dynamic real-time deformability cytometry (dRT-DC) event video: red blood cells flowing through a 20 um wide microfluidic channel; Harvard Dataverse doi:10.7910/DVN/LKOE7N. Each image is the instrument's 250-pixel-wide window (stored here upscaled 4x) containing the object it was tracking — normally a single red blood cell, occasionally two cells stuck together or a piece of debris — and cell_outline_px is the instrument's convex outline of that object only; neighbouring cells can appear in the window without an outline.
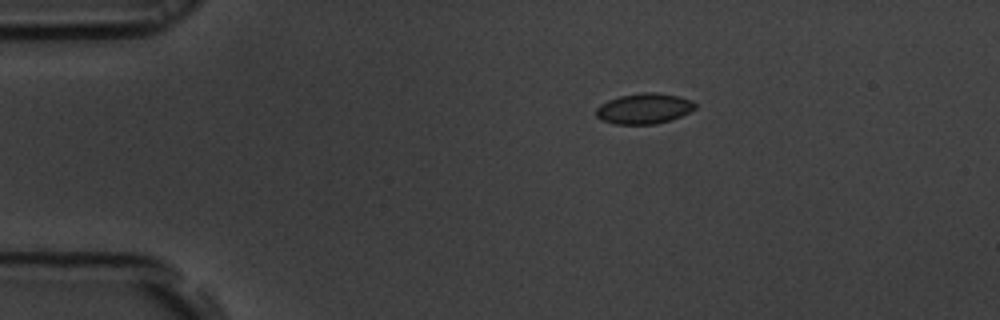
{"species": "common noctule bat (a hibernating species)", "species_latin": "Nyctalus noctula", "temperature_condition": "room temperature", "stored_images_in_passage": 46, "camera_frame_rate_fps": 3000, "um_per_image_px": 0.085, "animal": {"sex": "male", "body_mass_g": 19.5, "forearm_length_mm": 54.6}, "frame": {"image": 1, "passage_image": 1, "time_ms": 0.0, "image_size_px": [1000, 320], "cell_outline_px": [[696, 108], [672, 120], [656, 124], [616, 124], [600, 120], [596, 116], [596, 108], [600, 104], [608, 100], [620, 96], [644, 92], [656, 92], [680, 96], [692, 100], [696, 104]], "centroid_in_image_um": [54.75, 9.23], "position_along_channel_um": 30.3, "area_um2": 17.74}}
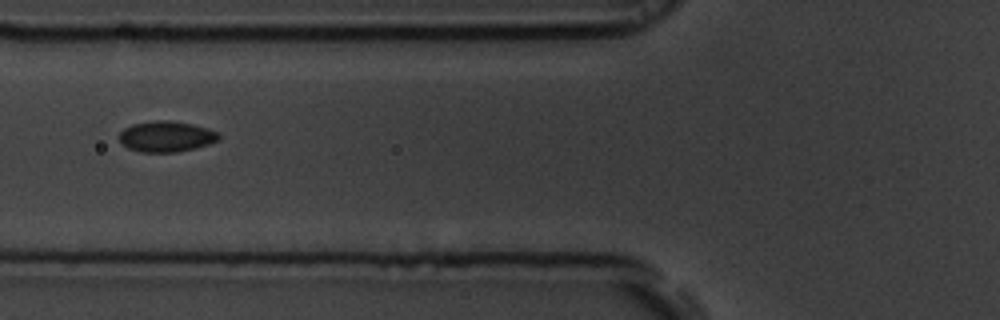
{"frame": {"image": 2, "passage_image": 12, "time_ms": 3.667, "image_size_px": [1000, 320], "cell_outline_px": [[220, 140], [196, 148], [176, 152], [140, 152], [128, 148], [120, 140], [120, 132], [124, 128], [132, 124], [156, 120], [168, 120], [192, 124], [208, 128], [216, 132], [220, 136]], "centroid_in_image_um": [14.14, 11.6], "position_along_channel_um": 111.7, "area_um2": 17.8}}
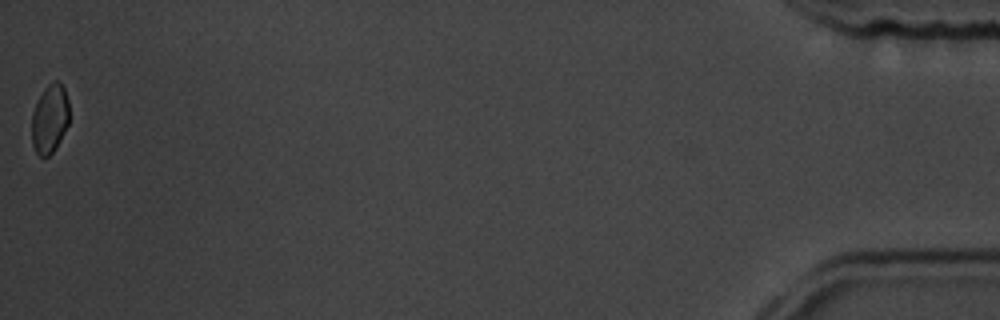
{"frame": {"image": 3, "passage_image": 46, "time_ms": 15.0, "image_size_px": [1000, 320], "cell_outline_px": [[68, 124], [56, 148], [48, 156], [40, 156], [36, 152], [32, 144], [32, 112], [44, 88], [52, 80], [60, 80], [64, 88], [68, 100]], "centroid_in_image_um": [4.23, 10.07], "position_along_channel_um": 431.0, "area_um2": 15.03}, "authors_computed_cell_mechanics": {"area_um2": 16.8776, "velocity_mm_per_s": 3.6833, "shape_relaxation_time_tau1_ms": 2.3073, "shape_relaxation_time_tau2_ms": 5.8824, "deformation_change_tau1": 0.064, "deformation_change_tau2": 0.0703}}